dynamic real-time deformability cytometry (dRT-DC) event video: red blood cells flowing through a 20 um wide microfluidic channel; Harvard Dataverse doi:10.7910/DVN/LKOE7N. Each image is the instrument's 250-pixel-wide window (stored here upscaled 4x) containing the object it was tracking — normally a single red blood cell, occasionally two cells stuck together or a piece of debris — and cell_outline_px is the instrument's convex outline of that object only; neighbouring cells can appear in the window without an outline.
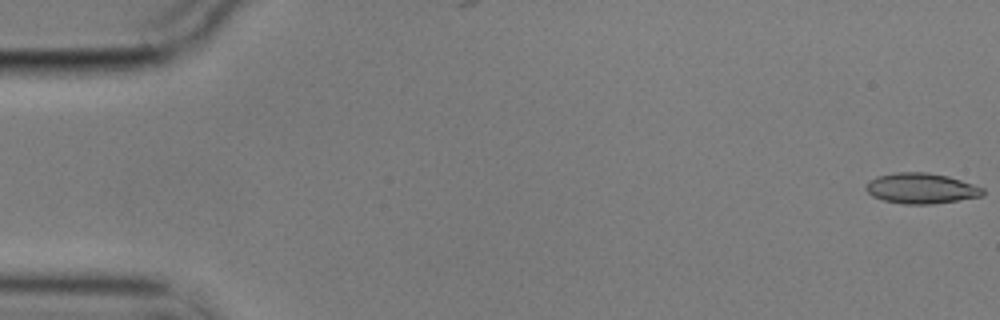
{"species": "common noctule bat (a hibernating species)", "species_latin": "Nyctalus noctula", "temperature_condition": "cold", "stored_images_in_passage": 57, "camera_frame_rate_fps": 3000, "um_per_image_px": 0.085, "animal": {"sex": "male", "body_mass_g": 17.9}, "frame": {"image": 1, "passage_image": 1, "time_ms": 0.0, "image_size_px": [1000, 320], "cell_outline_px": [[984, 196], [932, 204], [904, 204], [884, 200], [872, 196], [864, 188], [868, 180], [876, 176], [896, 172], [924, 172], [948, 176], [984, 188]], "centroid_in_image_um": [78.27, 16.01], "position_along_channel_um": 6.7, "area_um2": 20.81}}
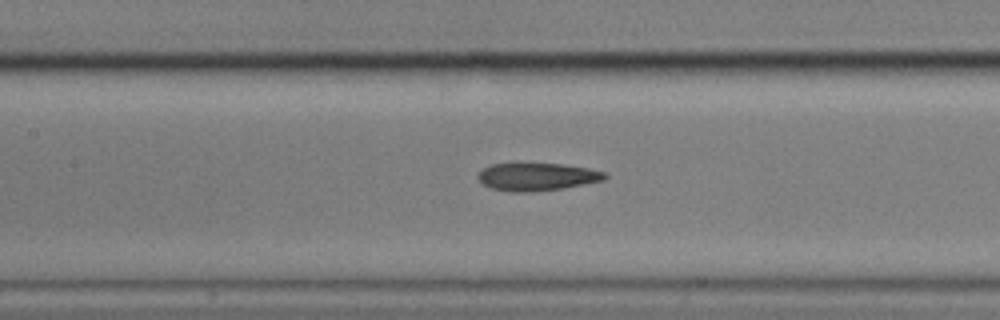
{"frame": {"image": 2, "passage_image": 26, "time_ms": 8.333, "image_size_px": [1000, 320], "cell_outline_px": [[608, 176], [604, 180], [564, 188], [536, 192], [512, 192], [492, 188], [484, 184], [476, 176], [484, 168], [492, 164], [564, 164], [588, 168], [604, 172]], "centroid_in_image_um": [45.67, 15.04], "position_along_channel_um": 161.7, "area_um2": 20.35}}
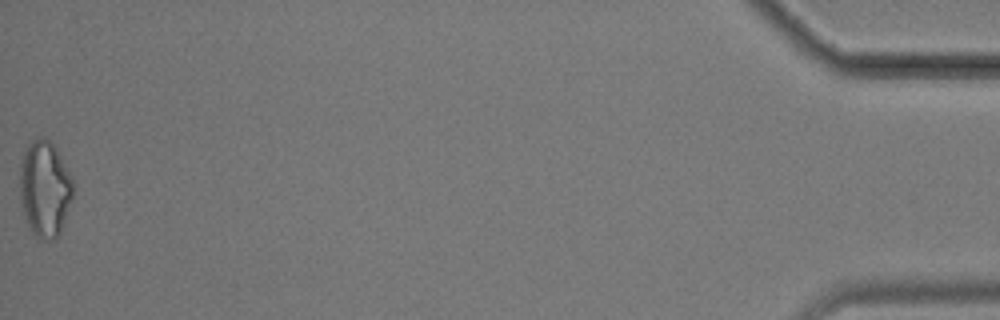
{"frame": {"image": 3, "passage_image": 57, "time_ms": 18.667, "image_size_px": [1000, 320], "cell_outline_px": [[72, 196], [64, 224], [56, 240], [48, 244], [40, 240], [28, 228], [20, 204], [20, 164], [24, 152], [28, 144], [32, 140], [40, 136], [44, 136], [56, 148], [72, 176]], "centroid_in_image_um": [3.79, 16.1], "position_along_channel_um": 431.4, "area_um2": 30.4}, "authors_computed_cell_mechanics": {"area_um2": 21.1548, "velocity_mm_per_s": 3.5475, "shape_relaxation_time_tau1_ms": null, "shape_relaxation_time_tau2_ms": 3.4488, "deformation_change_tau1": null, "deformation_change_tau2": 0.1223}}